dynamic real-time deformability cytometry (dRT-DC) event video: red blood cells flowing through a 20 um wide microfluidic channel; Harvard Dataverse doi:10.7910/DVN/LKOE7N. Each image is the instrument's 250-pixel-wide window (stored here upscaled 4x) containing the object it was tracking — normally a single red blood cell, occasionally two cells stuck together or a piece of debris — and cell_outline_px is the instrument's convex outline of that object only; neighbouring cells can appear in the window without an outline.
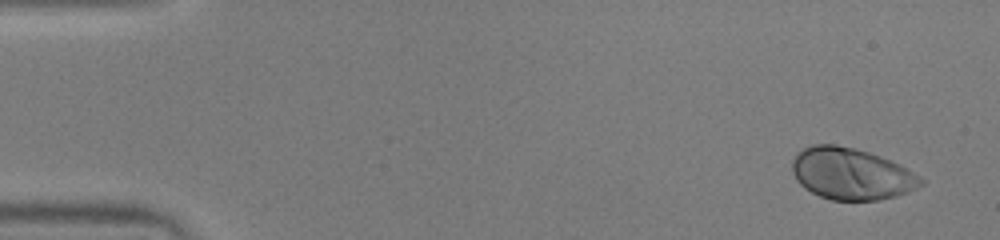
{"species": "human", "species_latin": "Homo sapiens", "temperature_condition": "warm", "stored_images_in_passage": 50, "camera_frame_rate_fps": 3000, "um_per_image_px": 0.085, "donor": {"sex": "male"}, "frame": {"image": 1, "passage_image": 1, "time_ms": 0.0, "image_size_px": [1000, 240], "cell_outline_px": [[924, 184], [908, 192], [896, 196], [876, 200], [832, 200], [820, 196], [804, 188], [796, 180], [792, 172], [792, 160], [796, 152], [812, 144], [836, 144], [856, 148], [880, 156], [900, 164], [920, 176], [924, 180]], "centroid_in_image_um": [72.34, 14.76], "position_along_channel_um": 12.7, "area_um2": 38.96}}
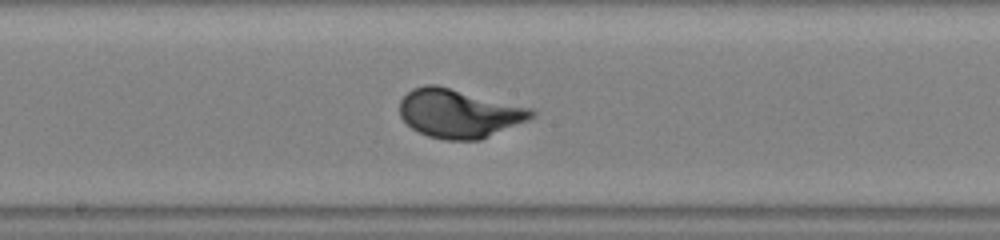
{"frame": {"image": 2, "passage_image": 26, "time_ms": 8.333, "image_size_px": [1000, 240], "cell_outline_px": [[536, 116], [528, 120], [480, 140], [444, 140], [428, 136], [412, 128], [400, 116], [400, 100], [412, 88], [424, 84], [436, 84], [532, 108], [536, 112]], "centroid_in_image_um": [39.02, 9.63], "position_along_channel_um": 209.2, "area_um2": 37.45}}
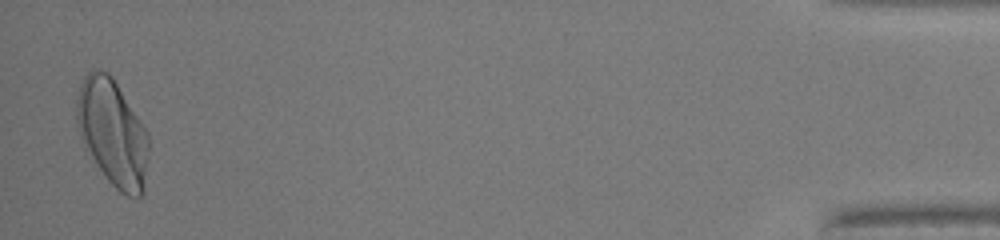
{"frame": {"image": 3, "passage_image": 49, "time_ms": 16.0, "image_size_px": [1000, 240], "cell_outline_px": [[148, 148], [144, 192], [140, 196], [128, 196], [120, 192], [108, 180], [84, 148], [76, 124], [76, 100], [80, 84], [84, 76], [92, 68], [108, 72], [112, 76], [148, 132]], "centroid_in_image_um": [9.54, 11.26], "position_along_channel_um": 425.7, "area_um2": 44.74}, "authors_computed_cell_mechanics": {"area_um2": 37.2232, "velocity_mm_per_s": 3.9609, "shape_relaxation_time_tau1_ms": 2.2716, "shape_relaxation_time_tau2_ms": null, "deformation_change_tau1": 0.184, "deformation_change_tau2": null}}